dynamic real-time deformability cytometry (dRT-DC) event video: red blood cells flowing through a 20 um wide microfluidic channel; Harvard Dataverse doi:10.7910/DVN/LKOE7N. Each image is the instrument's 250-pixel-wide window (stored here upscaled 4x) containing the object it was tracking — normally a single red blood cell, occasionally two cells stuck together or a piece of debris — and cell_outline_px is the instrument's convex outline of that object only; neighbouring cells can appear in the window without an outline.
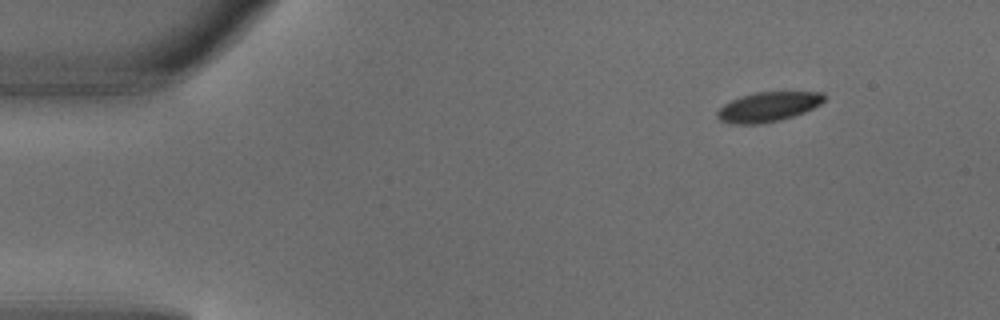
{"species": "common noctule bat (a hibernating species)", "species_latin": "Nyctalus noctula", "temperature_condition": "warm", "stored_images_in_passage": 4, "camera_frame_rate_fps": 3000, "um_per_image_px": 0.085, "animal": {"sex": "male", "body_mass_g": 18.8}, "frame": {"image": 1, "passage_image": 4, "time_ms": 1.0, "image_size_px": [1000, 320], "cell_outline_px": [[824, 100], [820, 104], [804, 112], [780, 120], [760, 124], [732, 124], [720, 120], [716, 116], [716, 112], [724, 104], [740, 96], [756, 92], [824, 92]], "centroid_in_image_um": [65.26, 9.08], "position_along_channel_um": 19.7, "area_um2": 18.38}}